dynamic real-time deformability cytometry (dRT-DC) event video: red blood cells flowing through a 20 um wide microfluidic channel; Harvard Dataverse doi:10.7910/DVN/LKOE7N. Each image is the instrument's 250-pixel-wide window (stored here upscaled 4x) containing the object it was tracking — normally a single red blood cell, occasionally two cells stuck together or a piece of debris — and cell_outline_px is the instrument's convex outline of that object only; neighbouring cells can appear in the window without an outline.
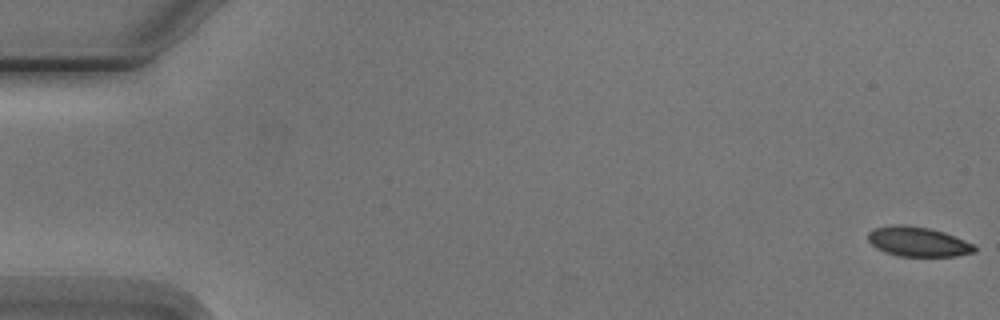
{"species": "Egyptian fruit bat (a non-hibernating species)", "species_latin": "Rousettus aegyptiacus", "temperature_condition": "cold", "stored_images_in_passage": 5, "camera_frame_rate_fps": 3000, "um_per_image_px": 0.085, "animal": {"sex": "male"}, "frame": {"image": 1, "passage_image": 1, "time_ms": 0.0, "image_size_px": [1000, 320], "cell_outline_px": [[976, 252], [956, 256], [896, 256], [884, 252], [876, 248], [868, 240], [868, 232], [872, 228], [892, 224], [904, 224], [928, 228], [944, 232], [964, 240], [972, 244], [976, 248]], "centroid_in_image_um": [77.98, 20.54], "position_along_channel_um": 7.0, "area_um2": 18.55}}
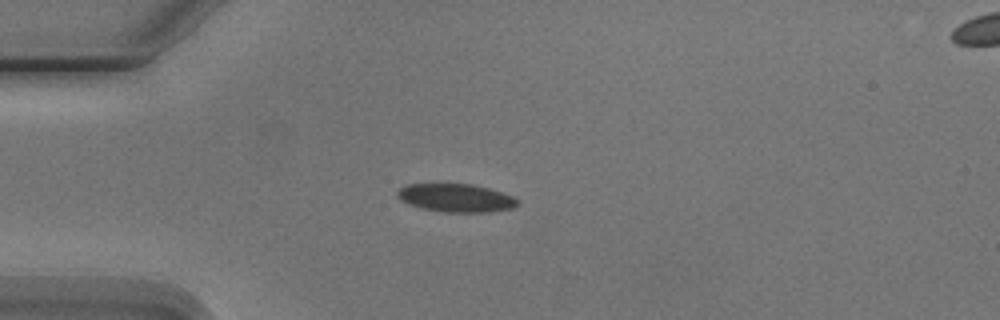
{"frame": {"image": 2, "passage_image": 5, "time_ms": 4.667, "image_size_px": [1000, 320], "cell_outline_px": [[520, 204], [516, 208], [488, 212], [444, 212], [424, 208], [408, 204], [400, 200], [396, 196], [396, 192], [400, 188], [408, 184], [472, 184], [488, 188], [512, 196], [520, 200]], "centroid_in_image_um": [38.79, 16.83], "position_along_channel_um": 46.2, "area_um2": 19.83}}